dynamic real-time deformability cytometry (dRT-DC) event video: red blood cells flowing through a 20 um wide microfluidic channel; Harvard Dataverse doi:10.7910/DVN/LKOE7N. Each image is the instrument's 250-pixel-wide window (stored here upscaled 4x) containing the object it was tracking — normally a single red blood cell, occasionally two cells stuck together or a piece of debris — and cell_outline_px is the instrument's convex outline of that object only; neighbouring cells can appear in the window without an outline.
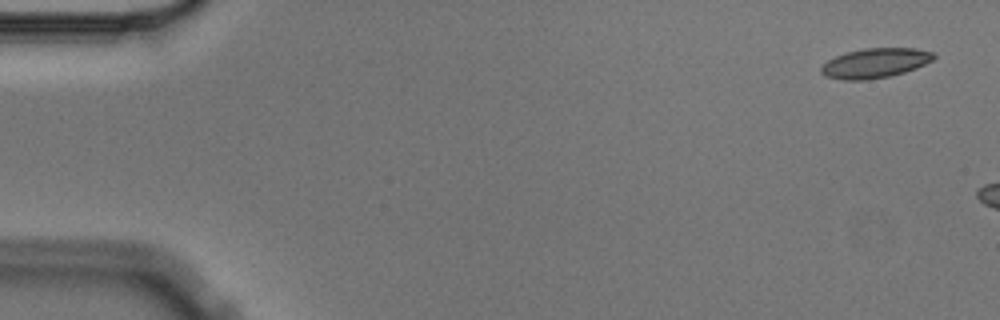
{"species": "Egyptian fruit bat (a non-hibernating species)", "species_latin": "Rousettus aegyptiacus", "temperature_condition": "cold", "stored_images_in_passage": 3, "camera_frame_rate_fps": 3000, "um_per_image_px": 0.085, "animal": {"sex": "male"}, "frame": {"image": 1, "passage_image": 1, "time_ms": 0.0, "image_size_px": [1000, 320], "cell_outline_px": [[936, 56], [932, 60], [916, 68], [904, 72], [888, 76], [864, 80], [844, 80], [824, 76], [820, 72], [820, 68], [828, 60], [836, 56], [848, 52], [864, 48], [916, 48], [932, 52]], "centroid_in_image_um": [74.37, 5.36], "position_along_channel_um": 10.6, "area_um2": 19.31}}